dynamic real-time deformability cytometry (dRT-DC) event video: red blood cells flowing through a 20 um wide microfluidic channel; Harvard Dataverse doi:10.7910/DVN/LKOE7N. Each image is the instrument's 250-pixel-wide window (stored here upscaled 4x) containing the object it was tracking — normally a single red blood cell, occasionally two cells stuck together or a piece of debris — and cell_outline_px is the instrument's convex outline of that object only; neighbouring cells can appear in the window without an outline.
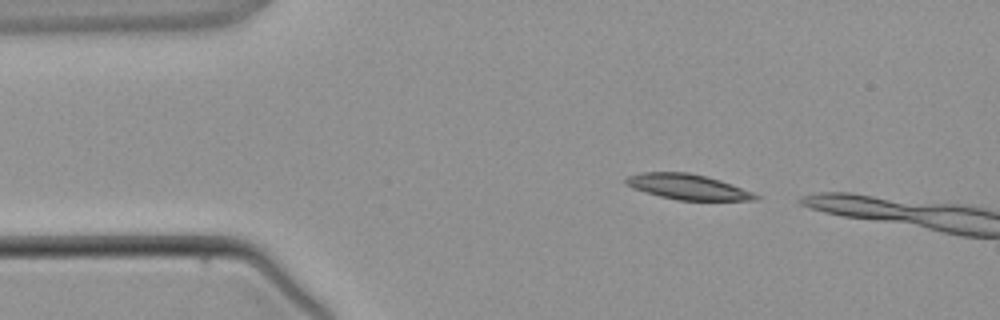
{"species": "common noctule bat (a hibernating species)", "species_latin": "Nyctalus noctula", "temperature_condition": "warm", "stored_images_in_passage": 2, "camera_frame_rate_fps": 3000, "um_per_image_px": 0.085, "animal": {"sex": "male", "body_mass_g": 21.5, "forearm_length_mm": 52.0}, "frame": {"image": 1, "passage_image": 1, "time_ms": 0.0, "image_size_px": [1000, 320], "cell_outline_px": [[760, 196], [756, 200], [676, 200], [644, 192], [632, 188], [624, 180], [628, 176], [640, 172], [688, 172], [720, 180], [732, 184], [752, 192]], "centroid_in_image_um": [58.44, 15.88], "position_along_channel_um": 26.6, "area_um2": 19.02}}